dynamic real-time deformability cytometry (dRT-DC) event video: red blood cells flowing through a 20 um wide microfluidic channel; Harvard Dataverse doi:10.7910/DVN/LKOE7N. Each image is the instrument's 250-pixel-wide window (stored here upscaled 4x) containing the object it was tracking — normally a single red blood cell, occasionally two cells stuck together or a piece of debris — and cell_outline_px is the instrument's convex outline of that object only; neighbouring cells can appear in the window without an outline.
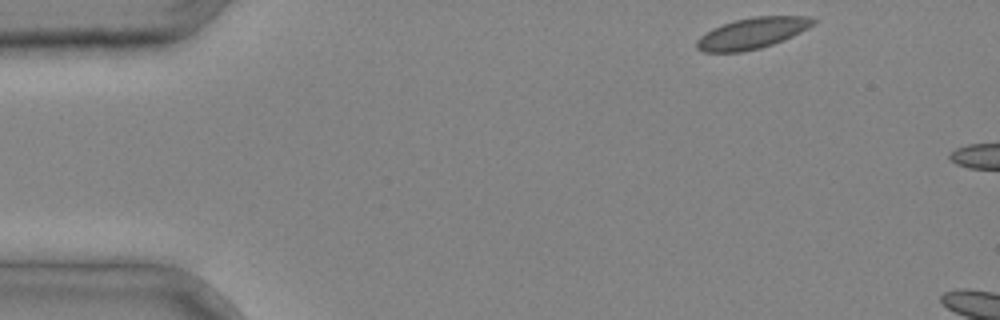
{"species": "common noctule bat (a hibernating species)", "species_latin": "Nyctalus noctula", "temperature_condition": "cold", "stored_images_in_passage": 2, "camera_frame_rate_fps": 3000, "um_per_image_px": 0.085, "animal": {"sex": "male", "body_mass_g": 20.4}, "frame": {"image": 1, "passage_image": 1, "time_ms": 0.0, "image_size_px": [1000, 320], "cell_outline_px": [[816, 20], [808, 28], [792, 36], [772, 44], [760, 48], [740, 52], [704, 52], [696, 48], [696, 40], [700, 36], [712, 28], [736, 20], [752, 16], [812, 16]], "centroid_in_image_um": [63.91, 2.82], "position_along_channel_um": 21.1, "area_um2": 20.92}}